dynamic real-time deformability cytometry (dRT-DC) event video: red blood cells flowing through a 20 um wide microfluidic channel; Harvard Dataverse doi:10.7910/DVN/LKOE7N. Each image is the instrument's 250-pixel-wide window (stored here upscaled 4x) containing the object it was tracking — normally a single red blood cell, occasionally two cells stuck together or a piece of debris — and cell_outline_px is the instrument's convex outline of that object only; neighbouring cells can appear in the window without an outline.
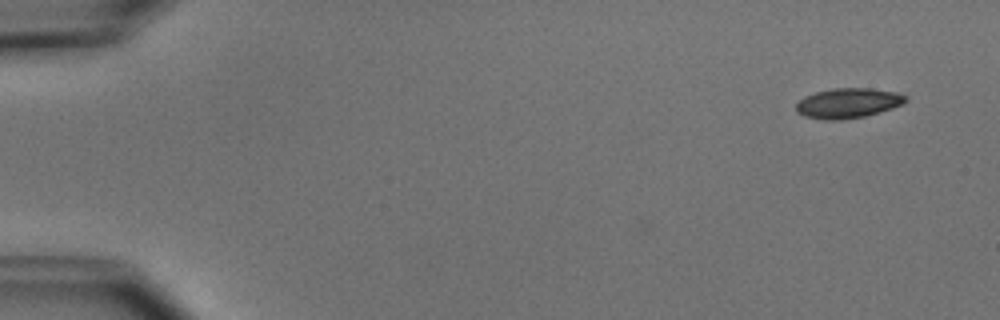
{"species": "common noctule bat (a hibernating species)", "species_latin": "Nyctalus noctula", "temperature_condition": "cold", "stored_images_in_passage": 5, "segment_of_instrument_passage": [1, 2], "camera_frame_rate_fps": 3000, "um_per_image_px": 0.085, "animal": {"sex": "male", "body_mass_g": 15.6}, "frame": {"image": 1, "passage_image": 1, "time_ms": 0.0, "image_size_px": [1000, 320], "cell_outline_px": [[908, 100], [904, 104], [880, 112], [864, 116], [840, 120], [824, 120], [804, 116], [796, 112], [796, 104], [804, 96], [816, 92], [832, 88], [868, 88], [896, 92], [908, 96]], "centroid_in_image_um": [72.09, 8.76], "position_along_channel_um": 12.9, "area_um2": 19.25}}